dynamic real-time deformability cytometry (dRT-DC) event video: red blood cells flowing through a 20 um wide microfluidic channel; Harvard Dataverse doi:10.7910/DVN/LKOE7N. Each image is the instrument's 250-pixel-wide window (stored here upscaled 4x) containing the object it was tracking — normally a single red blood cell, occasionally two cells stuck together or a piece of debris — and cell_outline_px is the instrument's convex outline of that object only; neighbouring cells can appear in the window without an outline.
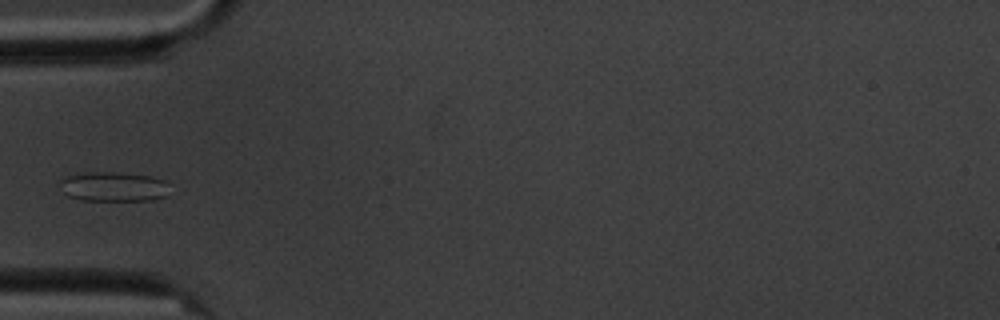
{"species": "common noctule bat (a hibernating species)", "species_latin": "Nyctalus noctula", "temperature_condition": "cold", "stored_images_in_passage": 13, "camera_frame_rate_fps": 3000, "um_per_image_px": 0.085, "animal": {"sex": "male", "body_mass_g": 20.1, "forearm_length_mm": 53.5}, "frame": {"image": 1, "passage_image": 3, "time_ms": 3.0, "image_size_px": [1000, 320], "cell_outline_px": [[172, 184], [168, 196], [152, 200], [80, 200], [68, 196], [64, 192], [60, 180], [64, 176], [88, 172], [120, 172], [152, 176], [164, 180]], "centroid_in_image_um": [9.74, 15.86], "position_along_channel_um": 75.3, "area_um2": 19.31}}
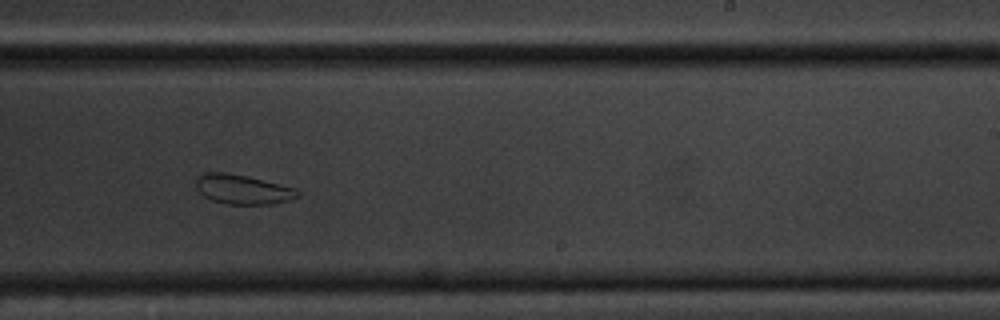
{"frame": {"image": 2, "passage_image": 8, "time_ms": 8.667, "image_size_px": [1000, 320], "cell_outline_px": [[300, 196], [292, 200], [272, 204], [228, 204], [212, 200], [204, 196], [196, 188], [196, 180], [204, 172], [224, 172], [248, 176], [292, 188], [300, 192]], "centroid_in_image_um": [20.63, 16.1], "position_along_channel_um": 268.4, "area_um2": 17.34}}
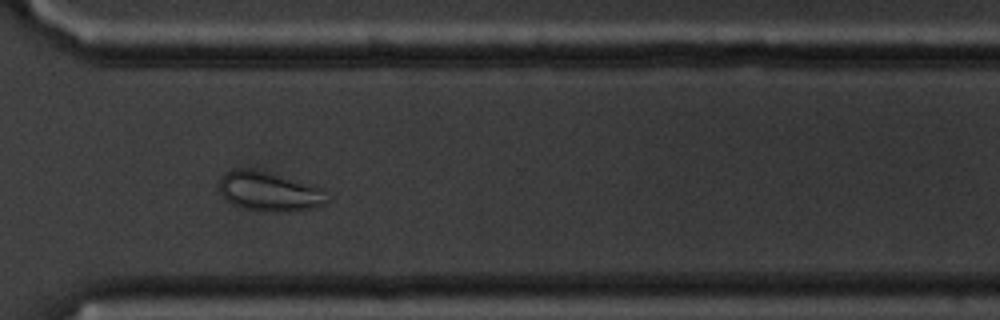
{"frame": {"image": 3, "passage_image": 10, "time_ms": 11.0, "image_size_px": [1000, 320], "cell_outline_px": [[332, 200], [316, 208], [244, 208], [232, 204], [220, 192], [220, 180], [228, 172], [236, 168], [248, 168], [316, 184], [324, 188]], "centroid_in_image_um": [22.98, 16.21], "position_along_channel_um": 347.6, "area_um2": 23.81}, "authors_computed_cell_mechanics": {"area_um2": 19.3052, "velocity_mm_per_s": 3.4022, "shape_relaxation_time_tau1_ms": null, "shape_relaxation_time_tau2_ms": 1.8113, "deformation_change_tau1": null, "deformation_change_tau2": 0.0652}}